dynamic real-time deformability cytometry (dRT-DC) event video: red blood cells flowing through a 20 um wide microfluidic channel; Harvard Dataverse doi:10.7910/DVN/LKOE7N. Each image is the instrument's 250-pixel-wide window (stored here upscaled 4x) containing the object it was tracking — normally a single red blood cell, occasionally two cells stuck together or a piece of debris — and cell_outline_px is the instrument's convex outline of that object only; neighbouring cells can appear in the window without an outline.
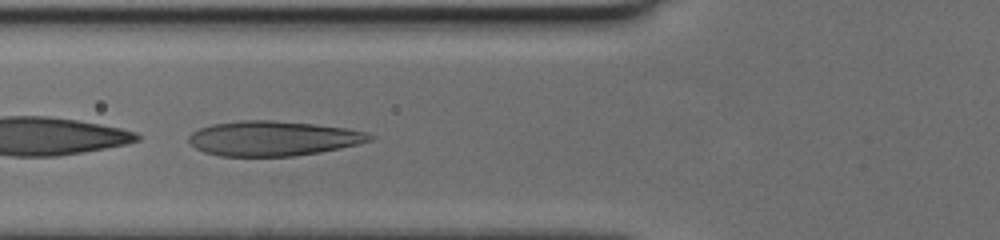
{"species": "human", "species_latin": "Homo sapiens", "temperature_condition": "cold", "stored_images_in_passage": 32, "camera_frame_rate_fps": 3000, "um_per_image_px": 0.085, "donor": {"sex": "female"}, "frame": {"image": 1, "passage_image": 9, "time_ms": 2.667, "image_size_px": [1000, 240], "cell_outline_px": [[376, 136], [372, 140], [340, 148], [320, 152], [292, 156], [220, 156], [204, 152], [196, 148], [188, 140], [188, 136], [192, 132], [200, 128], [212, 124], [240, 120], [272, 120], [312, 124], [344, 128], [364, 132]], "centroid_in_image_um": [23.18, 11.76], "position_along_channel_um": 102.6, "area_um2": 36.53}}
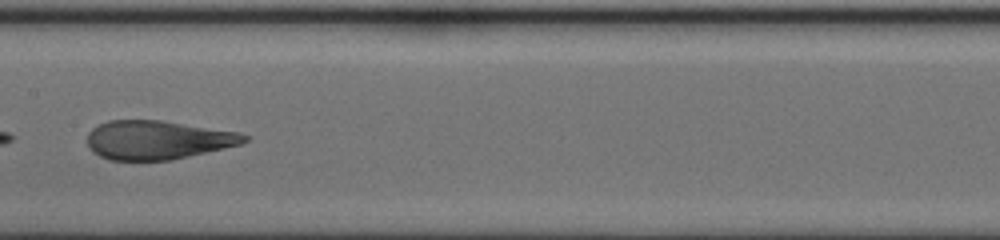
{"frame": {"image": 2, "passage_image": 16, "time_ms": 5.0, "image_size_px": [1000, 240], "cell_outline_px": [[248, 140], [240, 144], [224, 148], [172, 160], [108, 160], [92, 152], [88, 144], [88, 132], [92, 128], [108, 120], [160, 120], [236, 132], [248, 136]], "centroid_in_image_um": [13.35, 11.9], "position_along_channel_um": 194.1, "area_um2": 35.26}}
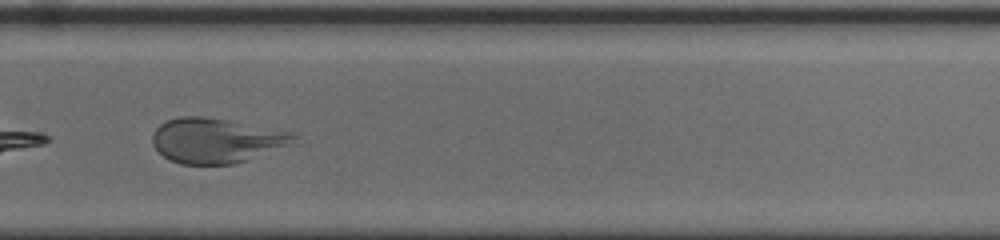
{"frame": {"image": 3, "passage_image": 25, "time_ms": 8.0, "image_size_px": [1000, 240], "cell_outline_px": [[300, 144], [236, 164], [180, 164], [168, 160], [152, 144], [152, 136], [156, 128], [160, 124], [168, 120], [180, 116], [200, 116], [224, 120], [292, 132], [296, 136]], "centroid_in_image_um": [18.46, 11.97], "position_along_channel_um": 311.3, "area_um2": 37.4}}